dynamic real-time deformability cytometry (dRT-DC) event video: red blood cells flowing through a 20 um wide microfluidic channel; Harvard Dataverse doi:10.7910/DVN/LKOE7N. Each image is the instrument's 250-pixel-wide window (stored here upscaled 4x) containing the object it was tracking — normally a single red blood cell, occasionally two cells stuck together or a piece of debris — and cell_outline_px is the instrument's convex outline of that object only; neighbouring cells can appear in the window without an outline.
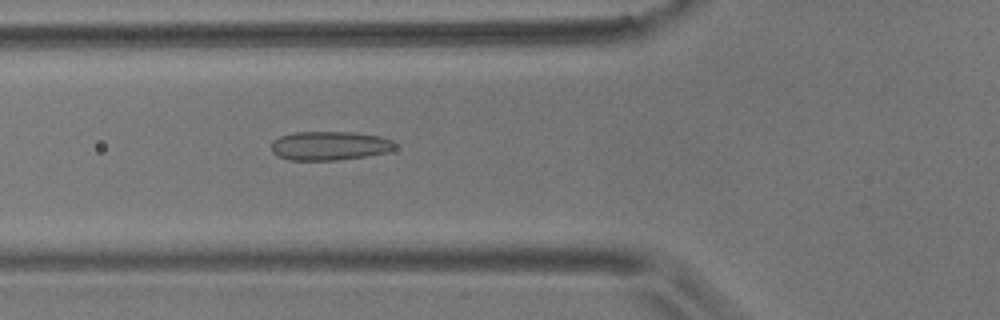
{"species": "common noctule bat (a hibernating species)", "species_latin": "Nyctalus noctula", "temperature_condition": "room temperature", "stored_images_in_passage": 5, "camera_frame_rate_fps": 3000, "um_per_image_px": 0.085, "animal": {"sex": "male", "body_mass_g": 17.9}, "frame": {"image": 1, "passage_image": 5, "time_ms": 5.667, "image_size_px": [1000, 320], "cell_outline_px": [[396, 148], [388, 152], [364, 156], [336, 160], [288, 160], [272, 152], [272, 140], [280, 136], [292, 132], [352, 132], [380, 136], [392, 140], [396, 144]], "centroid_in_image_um": [28.02, 12.38], "position_along_channel_um": 97.8, "area_um2": 20.87}}